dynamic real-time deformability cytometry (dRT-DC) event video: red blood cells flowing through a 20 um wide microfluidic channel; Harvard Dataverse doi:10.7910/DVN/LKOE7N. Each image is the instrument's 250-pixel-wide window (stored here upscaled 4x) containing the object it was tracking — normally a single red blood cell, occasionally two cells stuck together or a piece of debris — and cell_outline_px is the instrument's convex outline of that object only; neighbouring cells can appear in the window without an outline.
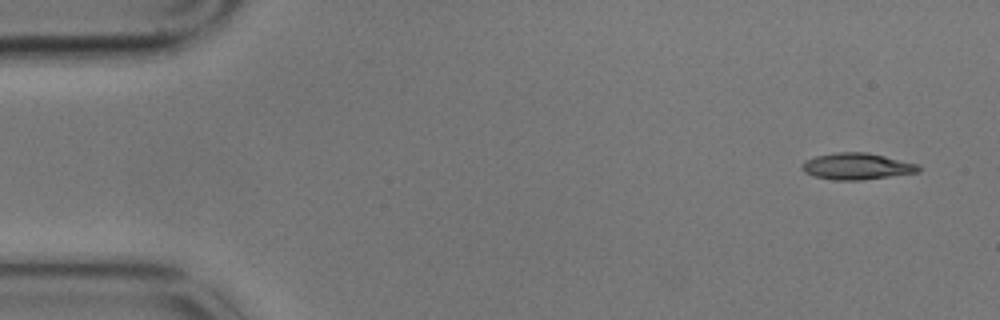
{"species": "common noctule bat (a hibernating species)", "species_latin": "Nyctalus noctula", "temperature_condition": "cold", "stored_images_in_passage": 5, "camera_frame_rate_fps": 3000, "um_per_image_px": 0.085, "animal": {"sex": "male", "body_mass_g": 17.9}, "frame": {"image": 1, "passage_image": 1, "time_ms": 0.0, "image_size_px": [1000, 320], "cell_outline_px": [[920, 172], [860, 180], [832, 180], [812, 176], [804, 172], [800, 168], [800, 164], [804, 160], [816, 156], [836, 152], [868, 152], [920, 164]], "centroid_in_image_um": [72.8, 14.13], "position_along_channel_um": 12.2, "area_um2": 18.26}}
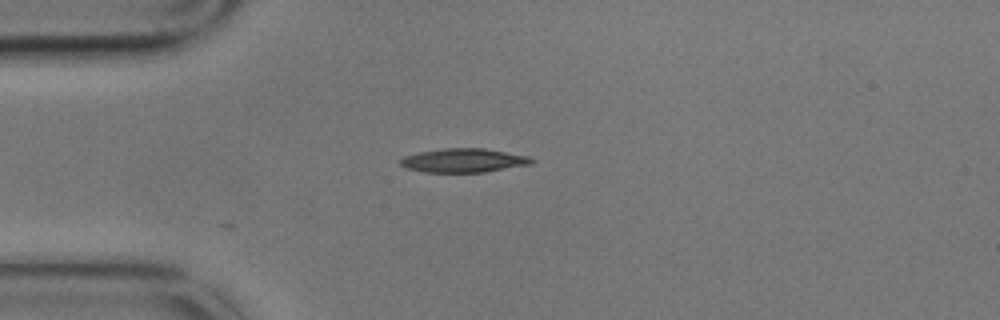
{"frame": {"image": 2, "passage_image": 4, "time_ms": 1.0, "image_size_px": [1000, 320], "cell_outline_px": [[536, 160], [532, 164], [484, 172], [424, 172], [408, 168], [400, 164], [400, 160], [404, 156], [420, 152], [444, 148], [484, 148], [528, 156]], "centroid_in_image_um": [39.44, 13.63], "position_along_channel_um": 45.6, "area_um2": 18.15}}